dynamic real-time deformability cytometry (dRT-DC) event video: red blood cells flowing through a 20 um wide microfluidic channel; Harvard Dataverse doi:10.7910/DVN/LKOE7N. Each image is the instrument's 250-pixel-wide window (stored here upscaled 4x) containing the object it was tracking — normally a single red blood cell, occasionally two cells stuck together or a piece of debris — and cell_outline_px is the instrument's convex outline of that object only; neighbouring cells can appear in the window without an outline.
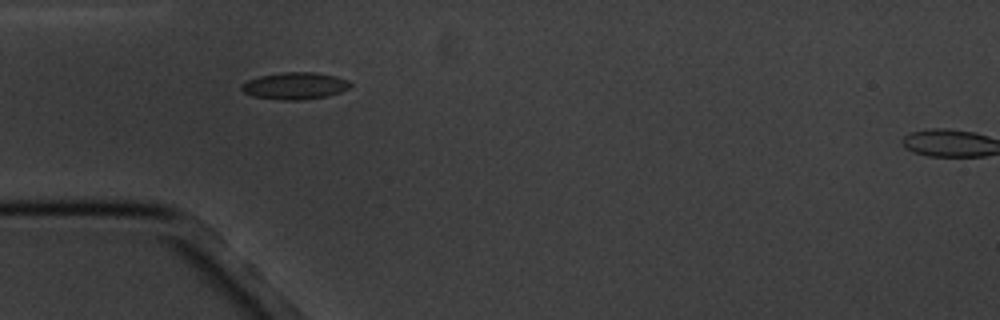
{"species": "common noctule bat (a hibernating species)", "species_latin": "Nyctalus noctula", "temperature_condition": "cold", "stored_images_in_passage": 3, "camera_frame_rate_fps": 3000, "um_per_image_px": 0.085, "animal": {"sex": "male", "body_mass_g": 20.1, "forearm_length_mm": 53.5}, "frame": {"image": 1, "passage_image": 1, "time_ms": 0.0, "image_size_px": [1000, 320], "cell_outline_px": [[352, 84], [348, 88], [340, 92], [328, 96], [300, 100], [284, 100], [252, 96], [244, 92], [240, 88], [240, 84], [248, 80], [260, 76], [280, 72], [316, 72], [336, 76], [348, 80]], "centroid_in_image_um": [25.06, 7.29], "position_along_channel_um": 59.9, "area_um2": 17.17}}
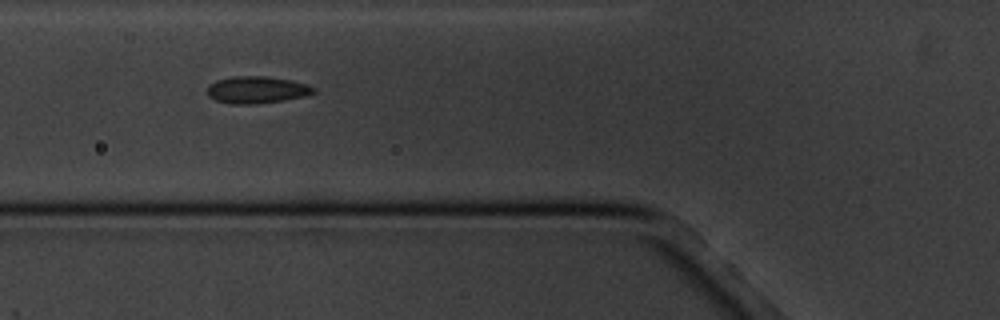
{"frame": {"image": 2, "passage_image": 2, "time_ms": 1.333, "image_size_px": [1000, 320], "cell_outline_px": [[316, 92], [304, 96], [284, 100], [256, 104], [232, 104], [216, 100], [208, 96], [208, 84], [216, 80], [232, 76], [268, 76], [292, 80], [308, 84], [316, 88]], "centroid_in_image_um": [21.84, 7.62], "position_along_channel_um": 104.0, "area_um2": 16.94}}
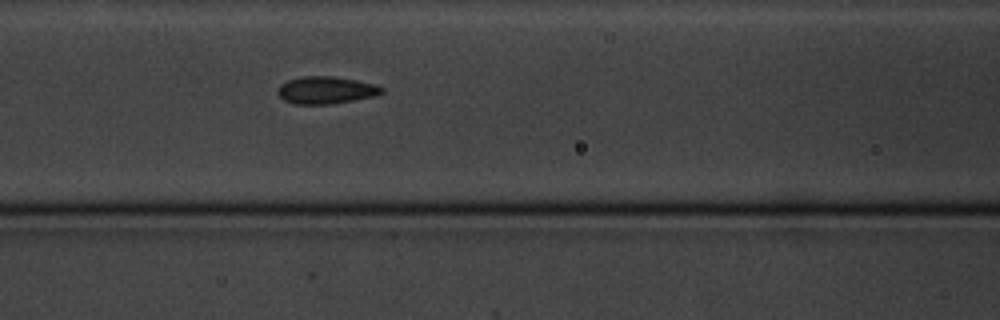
{"frame": {"image": 3, "passage_image": 3, "time_ms": 2.333, "image_size_px": [1000, 320], "cell_outline_px": [[384, 92], [376, 96], [332, 104], [292, 104], [284, 100], [276, 92], [280, 84], [288, 80], [300, 76], [332, 76], [356, 80], [376, 84], [384, 88]], "centroid_in_image_um": [27.71, 7.66], "position_along_channel_um": 138.9, "area_um2": 16.76}}